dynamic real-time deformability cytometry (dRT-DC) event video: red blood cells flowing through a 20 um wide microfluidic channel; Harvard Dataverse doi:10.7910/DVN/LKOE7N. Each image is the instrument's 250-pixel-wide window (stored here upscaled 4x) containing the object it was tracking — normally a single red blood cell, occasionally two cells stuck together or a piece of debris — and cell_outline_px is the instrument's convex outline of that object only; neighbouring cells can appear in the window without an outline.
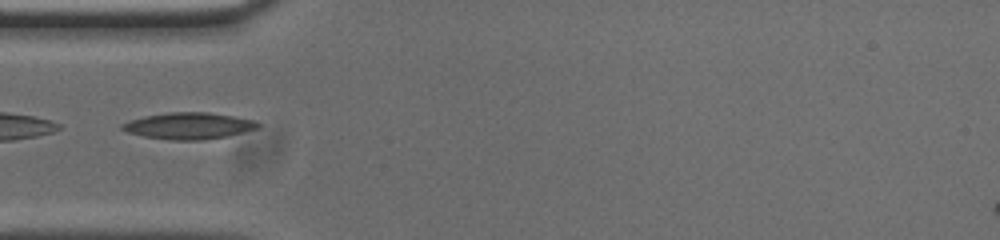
{"species": "common noctule bat (a hibernating species)", "species_latin": "Nyctalus noctula", "temperature_condition": "cold", "stored_images_in_passage": 36, "camera_frame_rate_fps": 3000, "um_per_image_px": 0.085, "animal": {"sex": "male", "body_mass_g": 20.0, "forearm_length_mm": 53.3}, "frame": {"image": 1, "passage_image": 1, "time_ms": 0.0, "image_size_px": [1000, 240], "cell_outline_px": [[260, 128], [228, 136], [204, 140], [172, 140], [144, 136], [128, 132], [120, 128], [120, 124], [144, 116], [168, 112], [208, 112], [232, 116], [252, 120], [260, 124]], "centroid_in_image_um": [16.05, 10.7], "position_along_channel_um": 68.9, "area_um2": 20.92}}